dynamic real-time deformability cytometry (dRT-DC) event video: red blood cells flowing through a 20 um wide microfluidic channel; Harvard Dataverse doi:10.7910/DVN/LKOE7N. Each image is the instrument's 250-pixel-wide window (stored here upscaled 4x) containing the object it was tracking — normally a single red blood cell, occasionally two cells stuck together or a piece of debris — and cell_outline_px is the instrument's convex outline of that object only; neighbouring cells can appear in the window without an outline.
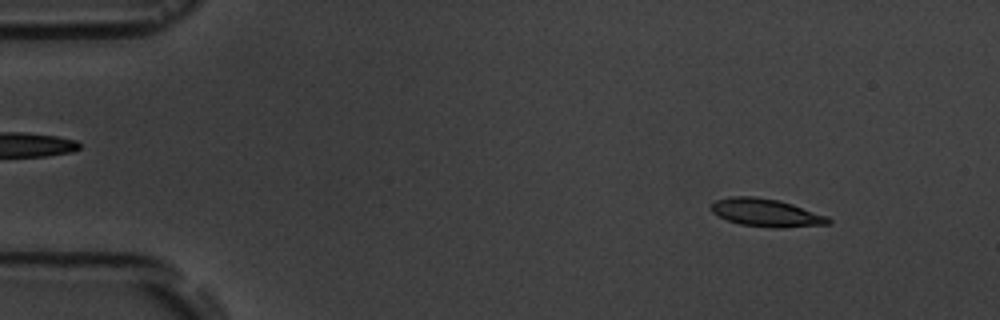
{"species": "common noctule bat (a hibernating species)", "species_latin": "Nyctalus noctula", "temperature_condition": "room temperature", "stored_images_in_passage": 4, "segment_of_instrument_passage": [1, 2], "camera_frame_rate_fps": 3000, "um_per_image_px": 0.085, "animal": {"sex": "male", "body_mass_g": 19.5, "forearm_length_mm": 54.6}, "frame": {"image": 1, "passage_image": 1, "time_ms": 0.0, "image_size_px": [1000, 320], "cell_outline_px": [[832, 220], [828, 224], [784, 228], [772, 228], [740, 224], [728, 220], [712, 212], [708, 208], [716, 200], [728, 196], [756, 196], [780, 200], [828, 216]], "centroid_in_image_um": [65.12, 18.07], "position_along_channel_um": 19.9, "area_um2": 19.19}}
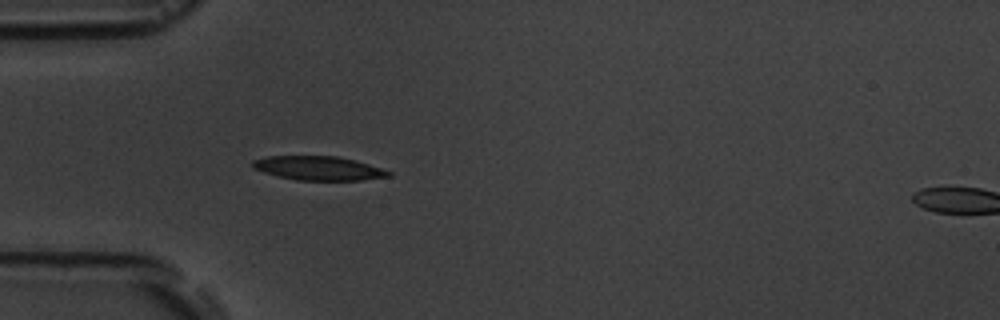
{"frame": {"image": 2, "passage_image": 3, "time_ms": 3.333, "image_size_px": [1000, 320], "cell_outline_px": [[392, 176], [360, 180], [296, 180], [264, 172], [252, 168], [252, 160], [268, 156], [336, 156], [368, 164], [392, 172]], "centroid_in_image_um": [27.06, 14.3], "position_along_channel_um": 57.9, "area_um2": 18.79}}